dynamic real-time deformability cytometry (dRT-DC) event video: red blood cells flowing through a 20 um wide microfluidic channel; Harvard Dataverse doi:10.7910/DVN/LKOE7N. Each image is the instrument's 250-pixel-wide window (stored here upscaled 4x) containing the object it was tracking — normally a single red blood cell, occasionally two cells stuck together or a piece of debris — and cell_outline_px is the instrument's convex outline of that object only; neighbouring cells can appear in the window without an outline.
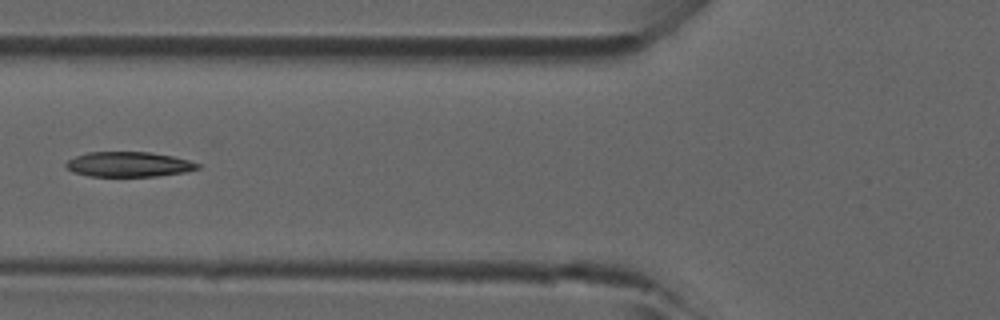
{"species": "common noctule bat (a hibernating species)", "species_latin": "Nyctalus noctula", "temperature_condition": "room temperature", "stored_images_in_passage": 5, "camera_frame_rate_fps": 3000, "um_per_image_px": 0.085, "animal": {"sex": "male", "forearm_length_mm": 52.5}, "frame": {"image": 1, "passage_image": 5, "time_ms": 1.333, "image_size_px": [1000, 320], "cell_outline_px": [[200, 168], [184, 172], [156, 176], [88, 176], [72, 172], [64, 164], [68, 160], [76, 156], [88, 152], [152, 152], [172, 156], [188, 160], [200, 164]], "centroid_in_image_um": [10.93, 13.97], "position_along_channel_um": 114.9, "area_um2": 19.13}}